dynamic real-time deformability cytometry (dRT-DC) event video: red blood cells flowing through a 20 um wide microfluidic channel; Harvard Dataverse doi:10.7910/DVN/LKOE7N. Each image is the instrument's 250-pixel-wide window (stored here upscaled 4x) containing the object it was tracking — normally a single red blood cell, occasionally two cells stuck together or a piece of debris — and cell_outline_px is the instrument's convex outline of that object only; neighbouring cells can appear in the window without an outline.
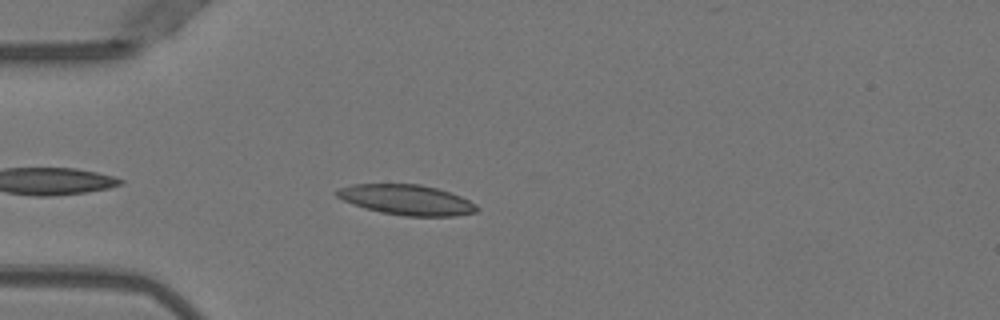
{"species": "Egyptian fruit bat (a non-hibernating species)", "species_latin": "Rousettus aegyptiacus", "temperature_condition": "warm", "stored_images_in_passage": 4, "camera_frame_rate_fps": 3000, "um_per_image_px": 0.085, "animal": {"sex": "female"}, "frame": {"image": 1, "passage_image": 3, "time_ms": 0.667, "image_size_px": [1000, 320], "cell_outline_px": [[480, 208], [476, 212], [456, 216], [404, 216], [380, 212], [364, 208], [352, 204], [336, 196], [336, 188], [352, 184], [420, 184], [436, 188], [460, 196], [476, 204]], "centroid_in_image_um": [34.55, 16.99], "position_along_channel_um": 50.5, "area_um2": 24.74}}